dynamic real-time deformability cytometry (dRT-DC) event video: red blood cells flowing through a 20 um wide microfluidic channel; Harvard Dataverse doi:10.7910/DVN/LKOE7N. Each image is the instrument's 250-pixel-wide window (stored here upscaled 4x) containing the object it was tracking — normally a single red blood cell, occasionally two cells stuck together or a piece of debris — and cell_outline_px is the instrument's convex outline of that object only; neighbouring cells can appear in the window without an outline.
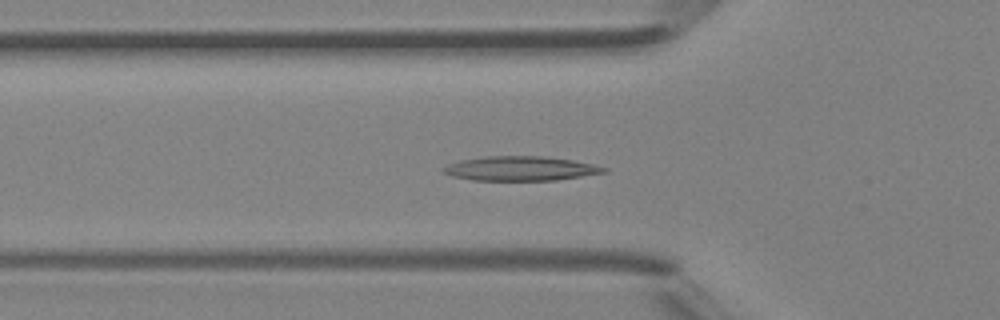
{"species": "Egyptian fruit bat (a non-hibernating species)", "species_latin": "Rousettus aegyptiacus", "temperature_condition": "room temperature", "stored_images_in_passage": 46, "segment_of_instrument_passage": [1, 2], "camera_frame_rate_fps": 3000, "um_per_image_px": 0.085, "animal": {"sex": "female"}, "frame": {"image": 1, "passage_image": 16, "time_ms": 5.0, "image_size_px": [1000, 320], "cell_outline_px": [[608, 172], [556, 180], [472, 180], [452, 176], [444, 172], [440, 168], [448, 164], [460, 160], [484, 156], [540, 156], [572, 160], [592, 164], [608, 168]], "centroid_in_image_um": [44.22, 14.32], "position_along_channel_um": 81.6, "area_um2": 22.77}}
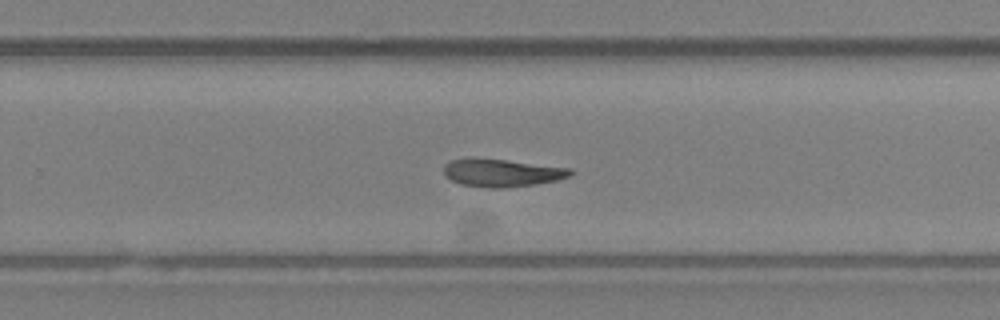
{"frame": {"image": 2, "passage_image": 30, "time_ms": 9.667, "image_size_px": [1000, 320], "cell_outline_px": [[572, 172], [568, 176], [556, 180], [536, 184], [504, 188], [488, 188], [460, 184], [444, 176], [444, 164], [452, 160], [504, 160], [572, 168]], "centroid_in_image_um": [42.67, 14.72], "position_along_channel_um": 287.1, "area_um2": 19.88}}
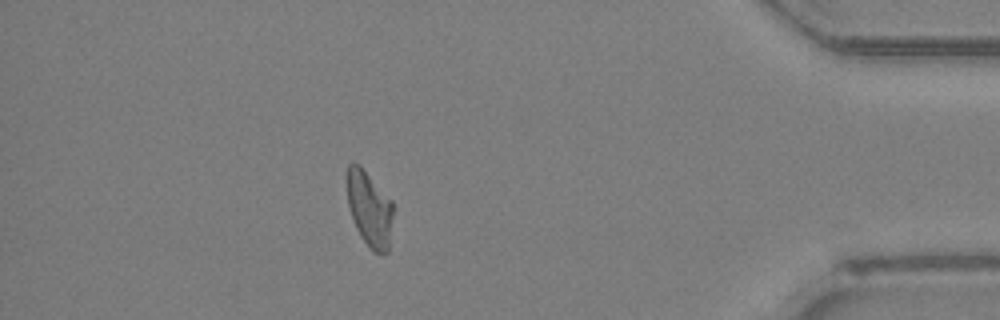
{"frame": {"image": 3, "passage_image": 41, "time_ms": 13.333, "image_size_px": [1000, 320], "cell_outline_px": [[392, 216], [388, 252], [380, 256], [372, 252], [360, 236], [356, 228], [348, 204], [348, 164], [360, 164], [392, 200]], "centroid_in_image_um": [31.42, 17.8], "position_along_channel_um": 403.8, "area_um2": 20.17}}